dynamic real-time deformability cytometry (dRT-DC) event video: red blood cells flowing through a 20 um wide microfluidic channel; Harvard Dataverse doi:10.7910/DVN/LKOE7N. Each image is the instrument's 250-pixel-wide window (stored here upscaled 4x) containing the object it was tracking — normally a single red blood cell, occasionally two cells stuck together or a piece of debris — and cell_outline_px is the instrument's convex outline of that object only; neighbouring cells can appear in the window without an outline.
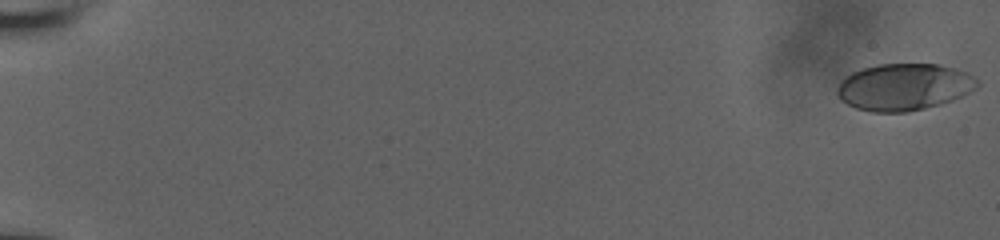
{"species": "human", "species_latin": "Homo sapiens", "temperature_condition": "room temperature", "stored_images_in_passage": 54, "camera_frame_rate_fps": 3000, "um_per_image_px": 0.085, "donor": {"sex": "male"}, "frame": {"image": 1, "passage_image": 1, "time_ms": 0.0, "image_size_px": [1000, 240], "cell_outline_px": [[980, 84], [976, 88], [952, 100], [940, 104], [924, 108], [904, 112], [872, 112], [856, 108], [840, 100], [836, 92], [836, 88], [840, 80], [844, 76], [852, 72], [876, 64], [940, 64], [956, 68], [968, 72], [980, 80]], "centroid_in_image_um": [76.83, 7.38], "position_along_channel_um": 8.2, "area_um2": 38.55}}
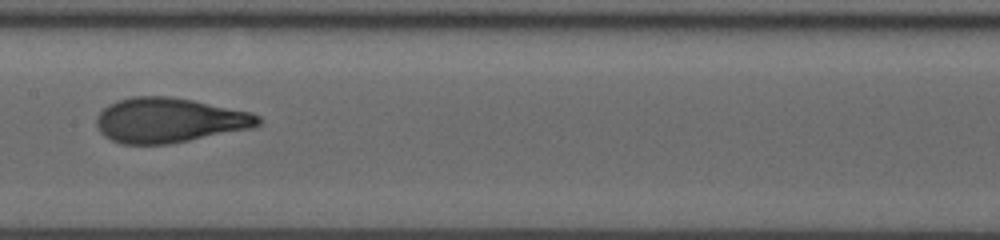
{"frame": {"image": 2, "passage_image": 30, "time_ms": 9.667, "image_size_px": [1000, 240], "cell_outline_px": [[264, 120], [260, 124], [252, 128], [168, 144], [124, 144], [112, 140], [104, 136], [100, 132], [96, 124], [96, 116], [108, 104], [132, 96], [168, 96], [192, 100], [252, 112], [260, 116]], "centroid_in_image_um": [14.4, 10.22], "position_along_channel_um": 193.0, "area_um2": 42.19}}
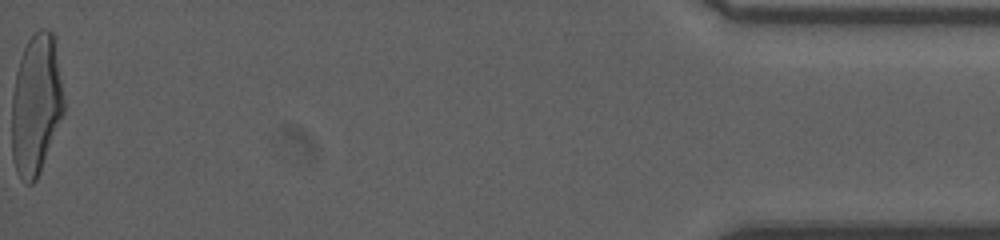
{"frame": {"image": 3, "passage_image": 54, "time_ms": 17.667, "image_size_px": [1000, 240], "cell_outline_px": [[64, 112], [40, 172], [36, 180], [32, 184], [24, 184], [16, 172], [12, 156], [12, 96], [16, 72], [24, 48], [28, 40], [40, 28], [48, 28], [52, 32], [64, 100]], "centroid_in_image_um": [3.04, 8.95], "position_along_channel_um": 432.2, "area_um2": 42.31}, "authors_computed_cell_mechanics": {"area_um2": 41.2114, "velocity_mm_per_s": 3.9323, "shape_relaxation_time_tau1_ms": 5.7414, "shape_relaxation_time_tau2_ms": null, "deformation_change_tau1": 0.237, "deformation_change_tau2": null}}